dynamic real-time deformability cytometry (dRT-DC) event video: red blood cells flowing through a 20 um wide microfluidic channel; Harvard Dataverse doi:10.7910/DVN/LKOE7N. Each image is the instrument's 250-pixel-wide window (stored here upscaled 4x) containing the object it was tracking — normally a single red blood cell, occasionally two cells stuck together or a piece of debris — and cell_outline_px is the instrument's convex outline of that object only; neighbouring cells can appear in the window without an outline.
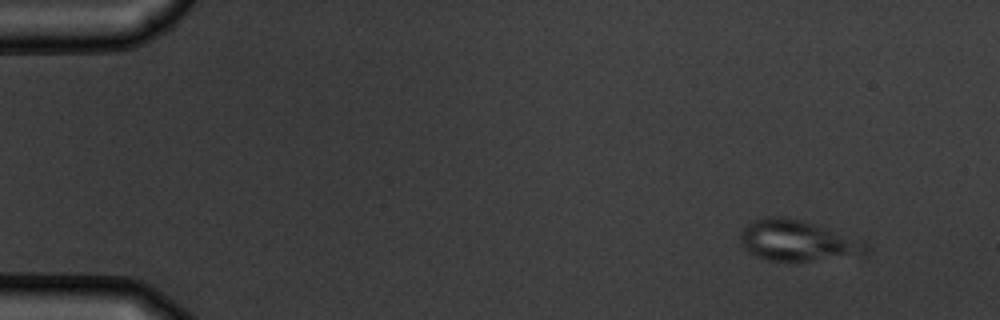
{"species": "common noctule bat (a hibernating species)", "species_latin": "Nyctalus noctula", "temperature_condition": "warm", "stored_images_in_passage": 4, "camera_frame_rate_fps": 3000, "um_per_image_px": 0.085, "animal": {"sex": "male", "body_mass_g": 19.5, "forearm_length_mm": 54.6}, "frame": {"image": 1, "passage_image": 1, "time_ms": 0.0, "image_size_px": [1000, 320], "cell_outline_px": [[872, 252], [864, 260], [764, 260], [748, 252], [744, 248], [740, 240], [740, 232], [748, 224], [764, 216], [780, 216], [800, 220], [828, 228], [864, 240], [872, 248]], "centroid_in_image_um": [68.0, 20.51], "position_along_channel_um": 17.0, "area_um2": 31.15}}